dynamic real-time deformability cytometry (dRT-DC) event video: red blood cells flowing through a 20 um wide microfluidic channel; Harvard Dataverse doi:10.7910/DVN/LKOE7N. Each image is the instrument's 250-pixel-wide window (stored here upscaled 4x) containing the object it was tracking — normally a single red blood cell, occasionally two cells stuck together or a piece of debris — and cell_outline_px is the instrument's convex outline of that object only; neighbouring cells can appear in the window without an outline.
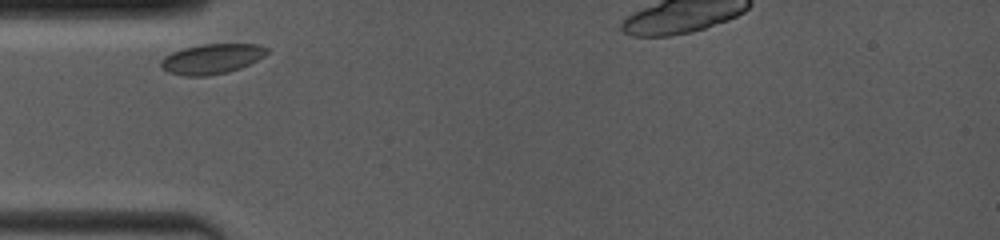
{"species": "common noctule bat (a hibernating species)", "species_latin": "Nyctalus noctula", "temperature_condition": "room temperature", "stored_images_in_passage": 19, "camera_frame_rate_fps": 4000, "um_per_image_px": 0.085, "animal": {"sex": "female", "body_mass_g": 19.0, "forearm_length_mm": 53.3}, "frame": {"image": 1, "passage_image": 1, "time_ms": 0.0, "image_size_px": [1000, 240], "cell_outline_px": [[268, 52], [264, 56], [240, 68], [228, 72], [204, 76], [184, 76], [168, 72], [160, 68], [160, 60], [164, 56], [172, 52], [184, 48], [200, 44], [256, 44], [268, 48]], "centroid_in_image_um": [17.95, 5.0], "position_along_channel_um": 67.0, "area_um2": 18.55}}
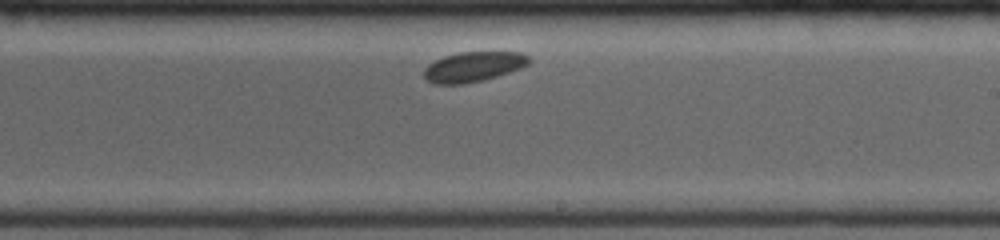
{"frame": {"image": 2, "passage_image": 11, "time_ms": 5.0, "image_size_px": [1000, 240], "cell_outline_px": [[532, 60], [528, 64], [520, 68], [484, 80], [460, 84], [436, 84], [428, 80], [424, 76], [424, 68], [428, 64], [444, 56], [460, 52], [524, 52]], "centroid_in_image_um": [40.25, 5.66], "position_along_channel_um": 248.8, "area_um2": 18.26}}
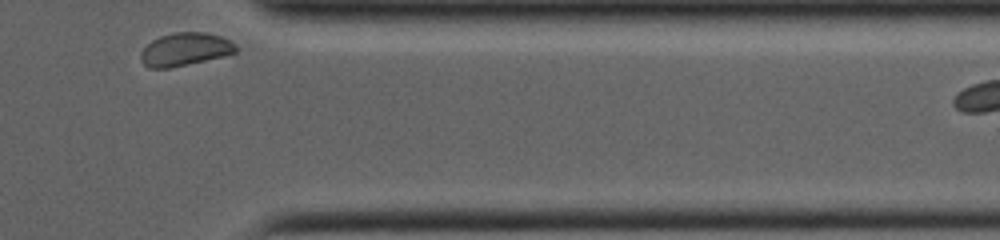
{"frame": {"image": 3, "passage_image": 19, "time_ms": 9.0, "image_size_px": [1000, 240], "cell_outline_px": [[236, 52], [224, 56], [168, 68], [148, 68], [140, 60], [140, 52], [152, 40], [160, 36], [172, 32], [204, 32], [220, 36], [236, 44]], "centroid_in_image_um": [15.7, 4.19], "position_along_channel_um": 395.7, "area_um2": 18.21}}